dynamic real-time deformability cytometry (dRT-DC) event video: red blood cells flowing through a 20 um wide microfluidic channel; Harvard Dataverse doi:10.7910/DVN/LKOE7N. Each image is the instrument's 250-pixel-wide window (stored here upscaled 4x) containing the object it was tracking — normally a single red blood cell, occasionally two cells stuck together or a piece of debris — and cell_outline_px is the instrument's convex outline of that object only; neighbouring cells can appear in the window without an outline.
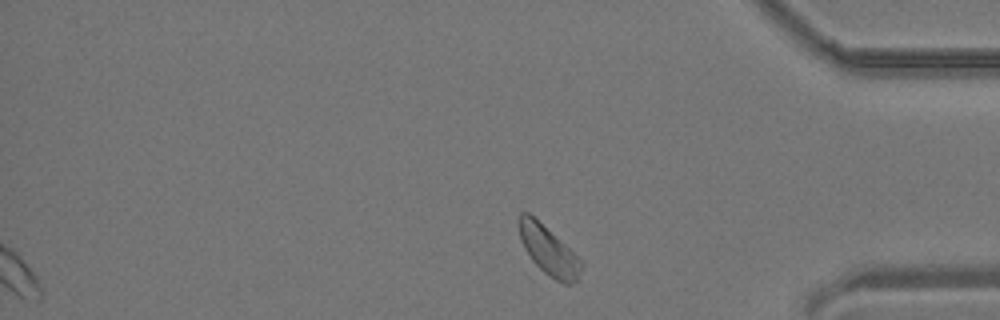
{"species": "common noctule bat (a hibernating species)", "species_latin": "Nyctalus noctula", "temperature_condition": "room temperature", "stored_images_in_passage": 33, "segment_of_instrument_passage": [3, 3], "camera_frame_rate_fps": 3000, "um_per_image_px": 0.085, "animal": {"sex": "male", "body_mass_g": 19.2, "forearm_length_mm": 51.8}, "frame": {"image": 1, "passage_image": 33, "time_ms": 10.667, "image_size_px": [1000, 320], "cell_outline_px": [[584, 264], [576, 280], [572, 284], [564, 284], [556, 280], [544, 272], [532, 260], [524, 248], [520, 240], [516, 220], [520, 212], [528, 212], [564, 244]], "centroid_in_image_um": [46.57, 21.28], "position_along_channel_um": 388.6, "area_um2": 17.46}}